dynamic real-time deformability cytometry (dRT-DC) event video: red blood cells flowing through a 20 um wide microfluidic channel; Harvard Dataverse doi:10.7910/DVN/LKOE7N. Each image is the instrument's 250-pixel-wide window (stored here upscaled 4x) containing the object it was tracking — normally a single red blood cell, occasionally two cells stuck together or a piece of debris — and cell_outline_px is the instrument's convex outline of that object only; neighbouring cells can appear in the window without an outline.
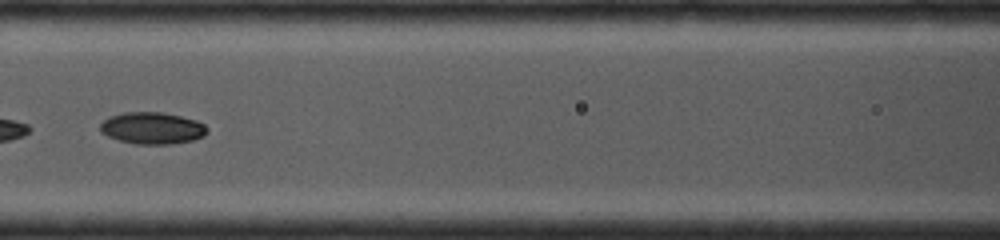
{"species": "common noctule bat (a hibernating species)", "species_latin": "Nyctalus noctula", "temperature_condition": "cold", "stored_images_in_passage": 6, "camera_frame_rate_fps": 4000, "um_per_image_px": 0.085, "animal": {"sex": "female", "body_mass_g": 19.0, "forearm_length_mm": 53.3}, "frame": {"image": 1, "passage_image": 5, "time_ms": 1.75, "image_size_px": [1000, 240], "cell_outline_px": [[208, 132], [204, 136], [192, 140], [172, 144], [136, 144], [120, 140], [108, 136], [100, 132], [100, 124], [108, 116], [124, 112], [160, 112], [180, 116], [196, 120], [204, 124], [208, 128]], "centroid_in_image_um": [12.94, 10.89], "position_along_channel_um": 153.7, "area_um2": 19.88}}